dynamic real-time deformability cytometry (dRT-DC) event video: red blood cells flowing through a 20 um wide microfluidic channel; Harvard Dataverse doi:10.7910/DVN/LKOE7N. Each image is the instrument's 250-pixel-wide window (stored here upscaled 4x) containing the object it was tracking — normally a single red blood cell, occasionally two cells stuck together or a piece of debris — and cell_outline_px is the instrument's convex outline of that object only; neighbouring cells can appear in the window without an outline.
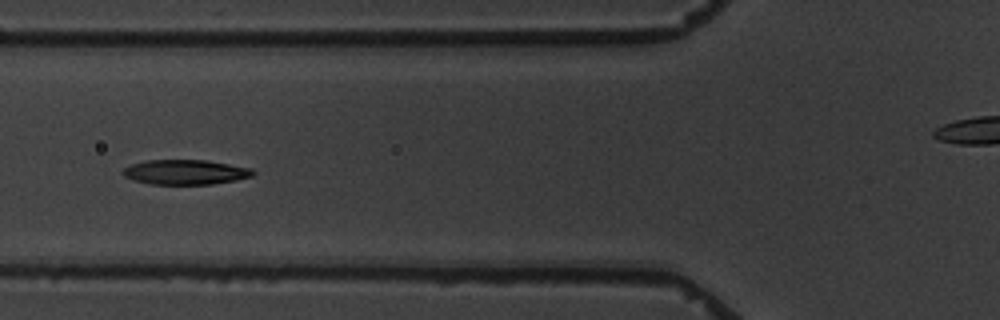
{"species": "common noctule bat (a hibernating species)", "species_latin": "Nyctalus noctula", "temperature_condition": "warm", "stored_images_in_passage": 8, "segment_of_instrument_passage": [1, 2], "camera_frame_rate_fps": 3000, "um_per_image_px": 0.085, "animal": {"sex": "male", "body_mass_g": 19.5, "forearm_length_mm": 54.6}, "frame": {"image": 1, "passage_image": 6, "time_ms": 7.0, "image_size_px": [1000, 320], "cell_outline_px": [[256, 172], [252, 176], [236, 180], [212, 184], [152, 184], [136, 180], [124, 176], [120, 172], [124, 168], [132, 164], [148, 160], [208, 160], [252, 168]], "centroid_in_image_um": [15.79, 14.62], "position_along_channel_um": 110.0, "area_um2": 18.79}}
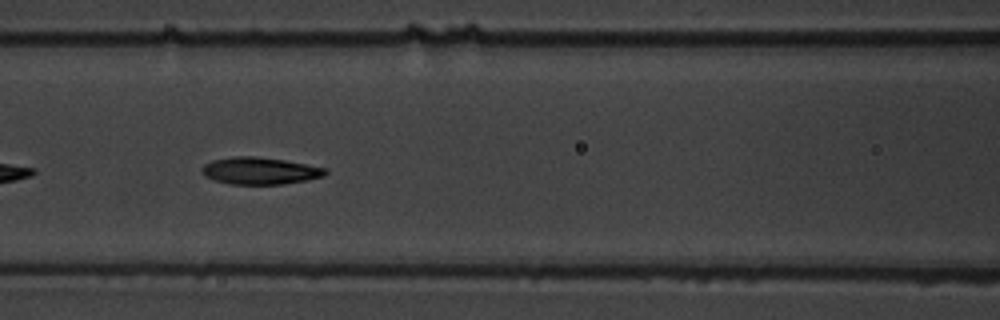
{"frame": {"image": 2, "passage_image": 7, "time_ms": 8.0, "image_size_px": [1000, 320], "cell_outline_px": [[328, 172], [324, 176], [308, 180], [284, 184], [228, 184], [204, 176], [200, 168], [204, 164], [212, 160], [236, 156], [252, 156], [284, 160], [328, 168]], "centroid_in_image_um": [22.1, 14.52], "position_along_channel_um": 144.5, "area_um2": 19.54}}